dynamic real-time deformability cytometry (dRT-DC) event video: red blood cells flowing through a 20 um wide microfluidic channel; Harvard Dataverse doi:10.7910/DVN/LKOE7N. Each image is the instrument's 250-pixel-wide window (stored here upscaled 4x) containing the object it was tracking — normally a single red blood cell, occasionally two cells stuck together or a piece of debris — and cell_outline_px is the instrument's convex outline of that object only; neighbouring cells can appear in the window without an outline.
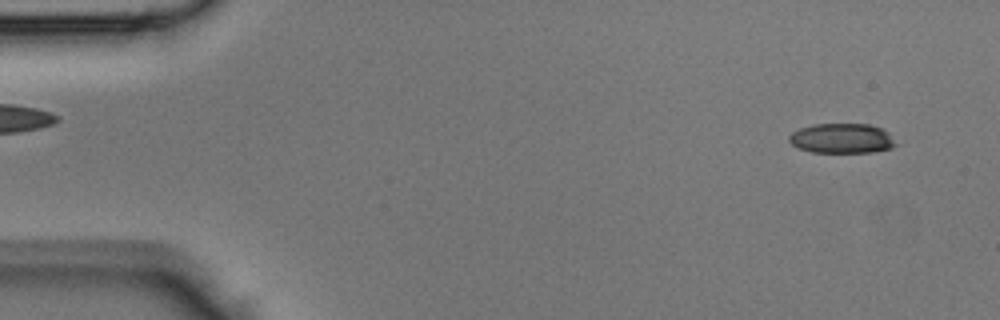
{"species": "Egyptian fruit bat (a non-hibernating species)", "species_latin": "Rousettus aegyptiacus", "temperature_condition": "room temperature", "stored_images_in_passage": 45, "segment_of_instrument_passage": [1, 2], "camera_frame_rate_fps": 3000, "um_per_image_px": 0.085, "animal": {"sex": "male"}, "frame": {"image": 1, "passage_image": 3, "time_ms": 0.667, "image_size_px": [1000, 320], "cell_outline_px": [[900, 144], [892, 148], [872, 152], [812, 152], [800, 148], [792, 144], [788, 140], [788, 136], [792, 132], [800, 128], [816, 124], [868, 124], [880, 128], [888, 132]], "centroid_in_image_um": [71.6, 11.76], "position_along_channel_um": 13.4, "area_um2": 18.61}}
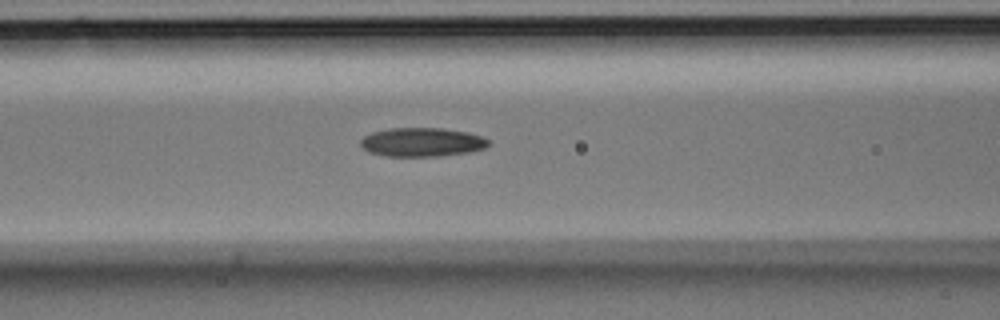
{"frame": {"image": 2, "passage_image": 18, "time_ms": 5.667, "image_size_px": [1000, 320], "cell_outline_px": [[488, 144], [484, 148], [468, 152], [440, 156], [384, 156], [368, 152], [360, 144], [360, 140], [364, 136], [372, 132], [388, 128], [444, 128], [468, 132], [480, 136], [488, 140]], "centroid_in_image_um": [35.83, 12.08], "position_along_channel_um": 130.8, "area_um2": 21.5}}
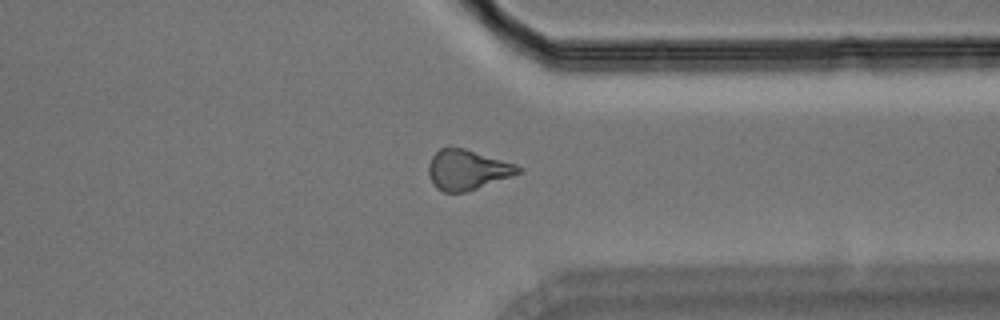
{"frame": {"image": 3, "passage_image": 34, "time_ms": 11.0, "image_size_px": [1000, 320], "cell_outline_px": [[520, 172], [476, 188], [464, 192], [444, 192], [436, 188], [432, 184], [428, 172], [428, 164], [432, 156], [440, 148], [464, 148], [516, 164], [520, 168]], "centroid_in_image_um": [39.65, 14.43], "position_along_channel_um": 371.7, "area_um2": 20.46}}